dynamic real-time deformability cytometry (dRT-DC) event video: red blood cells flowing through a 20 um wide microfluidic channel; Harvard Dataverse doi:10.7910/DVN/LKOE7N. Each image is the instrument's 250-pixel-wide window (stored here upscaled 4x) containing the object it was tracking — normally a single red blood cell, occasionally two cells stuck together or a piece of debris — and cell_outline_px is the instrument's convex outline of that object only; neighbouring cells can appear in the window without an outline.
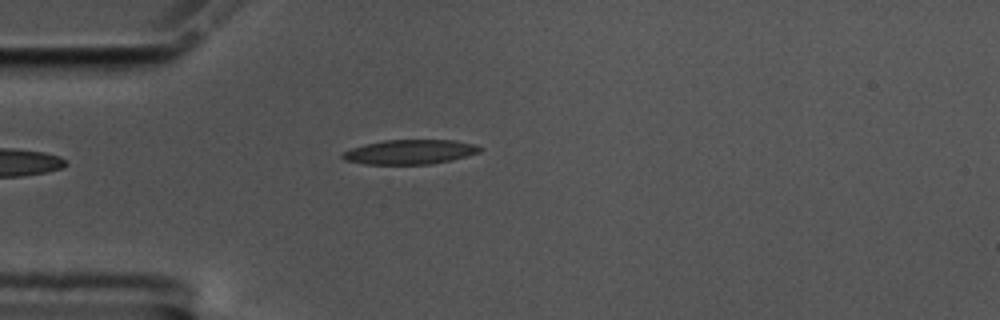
{"species": "common noctule bat (a hibernating species)", "species_latin": "Nyctalus noctula", "temperature_condition": "cold", "stored_images_in_passage": 42, "camera_frame_rate_fps": 3000, "um_per_image_px": 0.085, "animal": {"sex": "male", "body_mass_g": 17.5, "forearm_length_mm": 52.3}, "frame": {"image": 1, "passage_image": 1, "time_ms": 0.0, "image_size_px": [1000, 320], "cell_outline_px": [[484, 148], [480, 152], [452, 160], [428, 164], [364, 164], [344, 160], [340, 156], [340, 152], [364, 144], [384, 140], [452, 140], [476, 144]], "centroid_in_image_um": [34.82, 12.91], "position_along_channel_um": 50.2, "area_um2": 19.77}}
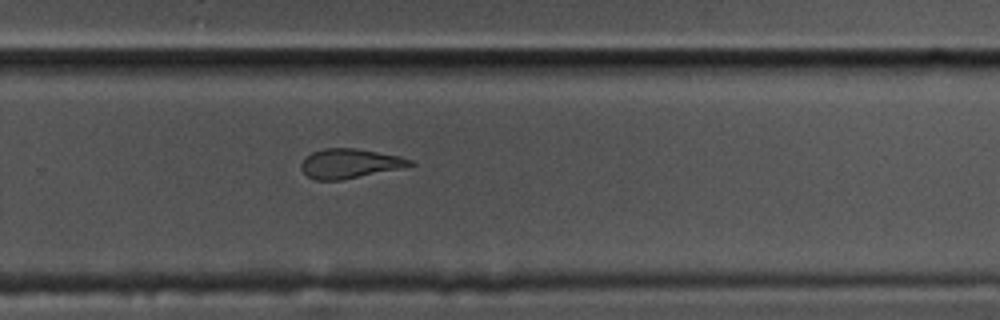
{"frame": {"image": 2, "passage_image": 23, "time_ms": 7.333, "image_size_px": [1000, 320], "cell_outline_px": [[416, 164], [404, 168], [340, 180], [316, 180], [308, 176], [300, 168], [300, 164], [312, 152], [324, 148], [356, 148], [400, 156], [412, 160]], "centroid_in_image_um": [29.76, 13.9], "position_along_channel_um": 300.0, "area_um2": 18.67}}
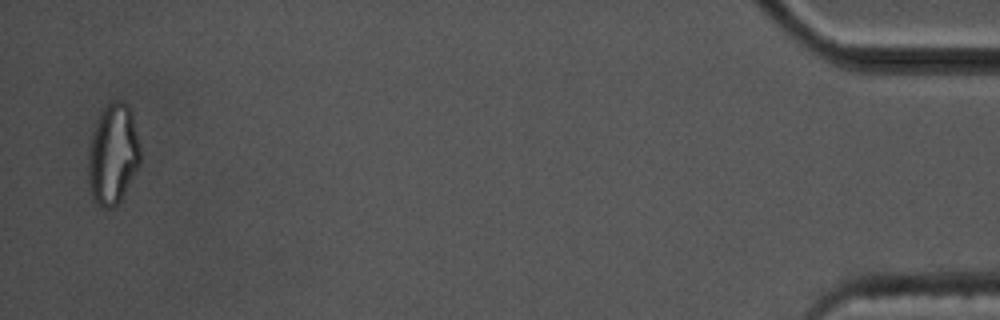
{"frame": {"image": 3, "passage_image": 41, "time_ms": 13.333, "image_size_px": [1000, 320], "cell_outline_px": [[140, 164], [120, 200], [112, 208], [104, 208], [92, 196], [88, 188], [88, 148], [92, 132], [104, 108], [112, 100], [120, 100], [128, 104], [132, 112], [140, 148]], "centroid_in_image_um": [9.59, 13.1], "position_along_channel_um": 425.6, "area_um2": 30.4}, "authors_computed_cell_mechanics": {"area_um2": 19.9699, "velocity_mm_per_s": 3.549, "shape_relaxation_time_tau1_ms": null, "shape_relaxation_time_tau2_ms": 3.4809, "deformation_change_tau1": null, "deformation_change_tau2": 0.1219}}